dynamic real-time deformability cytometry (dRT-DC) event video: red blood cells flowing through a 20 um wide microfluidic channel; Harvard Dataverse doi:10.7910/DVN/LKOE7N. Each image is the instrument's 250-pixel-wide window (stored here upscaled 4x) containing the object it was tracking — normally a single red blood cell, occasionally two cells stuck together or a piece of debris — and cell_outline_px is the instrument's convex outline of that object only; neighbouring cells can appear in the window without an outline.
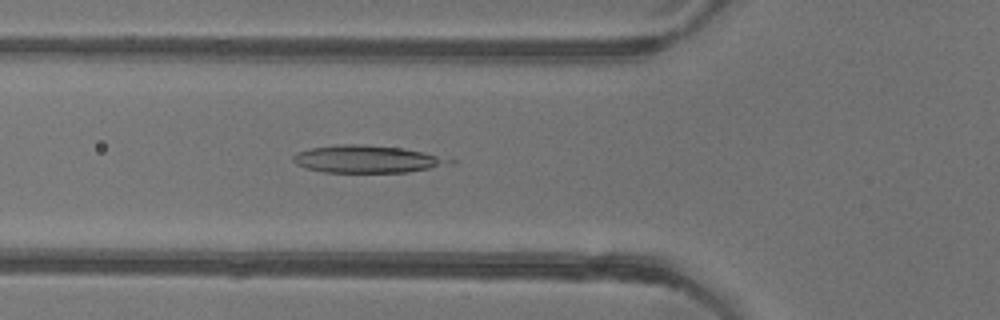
{"species": "common noctule bat (a hibernating species)", "species_latin": "Nyctalus noctula", "temperature_condition": "warm", "stored_images_in_passage": 53, "camera_frame_rate_fps": 3000, "um_per_image_px": 0.085, "animal": {"sex": "female"}, "frame": {"image": 1, "passage_image": 19, "time_ms": 6.0, "image_size_px": [1000, 320], "cell_outline_px": [[456, 160], [452, 164], [408, 172], [324, 172], [304, 168], [296, 164], [292, 160], [292, 156], [296, 152], [312, 148], [336, 144], [364, 144], [404, 148], [424, 152]], "centroid_in_image_um": [31.19, 13.52], "position_along_channel_um": 94.6, "area_um2": 25.14}}
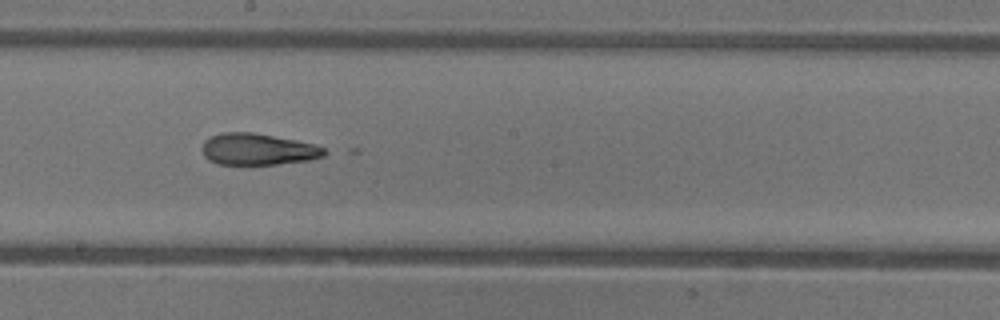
{"frame": {"image": 2, "passage_image": 29, "time_ms": 9.333, "image_size_px": [1000, 320], "cell_outline_px": [[332, 152], [324, 156], [308, 160], [276, 164], [216, 164], [208, 160], [204, 156], [200, 148], [204, 140], [212, 136], [224, 132], [252, 132], [296, 140], [316, 144]], "centroid_in_image_um": [21.93, 12.69], "position_along_channel_um": 226.3, "area_um2": 22.72}}
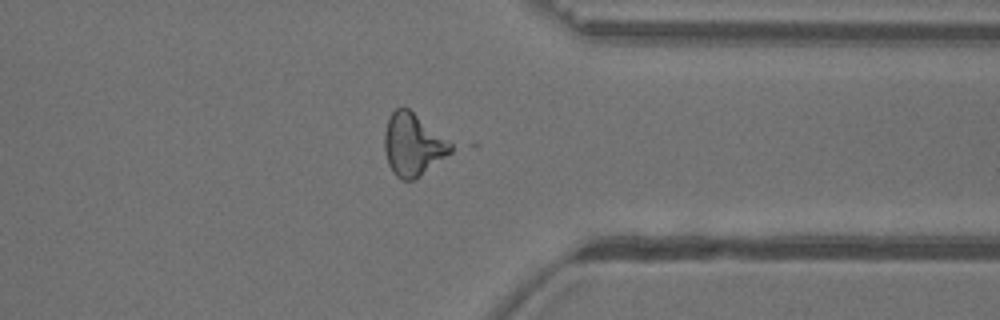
{"frame": {"image": 3, "passage_image": 41, "time_ms": 13.333, "image_size_px": [1000, 320], "cell_outline_px": [[456, 144], [452, 152], [416, 180], [400, 180], [392, 172], [388, 164], [384, 148], [384, 132], [388, 120], [392, 112], [396, 108], [408, 108]], "centroid_in_image_um": [35.14, 12.32], "position_along_channel_um": 376.3, "area_um2": 24.57}}